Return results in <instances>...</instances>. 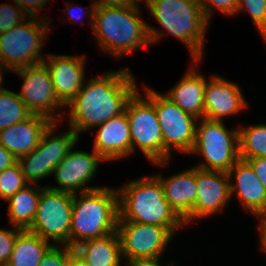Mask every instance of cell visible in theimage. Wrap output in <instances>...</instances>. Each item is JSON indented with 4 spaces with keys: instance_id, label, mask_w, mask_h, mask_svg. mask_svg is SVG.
I'll return each mask as SVG.
<instances>
[{
    "instance_id": "7a4b0ae2",
    "label": "cell",
    "mask_w": 266,
    "mask_h": 266,
    "mask_svg": "<svg viewBox=\"0 0 266 266\" xmlns=\"http://www.w3.org/2000/svg\"><path fill=\"white\" fill-rule=\"evenodd\" d=\"M91 8L88 15L91 13L90 23L98 44L115 57L158 41L164 35L138 17V5L96 7L92 3Z\"/></svg>"
},
{
    "instance_id": "44dd1931",
    "label": "cell",
    "mask_w": 266,
    "mask_h": 266,
    "mask_svg": "<svg viewBox=\"0 0 266 266\" xmlns=\"http://www.w3.org/2000/svg\"><path fill=\"white\" fill-rule=\"evenodd\" d=\"M163 187L165 199L174 211L184 220L193 210L196 196V167L185 170L167 179L156 176ZM165 179V180H164Z\"/></svg>"
},
{
    "instance_id": "e0dca14e",
    "label": "cell",
    "mask_w": 266,
    "mask_h": 266,
    "mask_svg": "<svg viewBox=\"0 0 266 266\" xmlns=\"http://www.w3.org/2000/svg\"><path fill=\"white\" fill-rule=\"evenodd\" d=\"M204 90V118L221 121L222 117L238 114L247 104L234 83L213 76Z\"/></svg>"
},
{
    "instance_id": "f1b7e54d",
    "label": "cell",
    "mask_w": 266,
    "mask_h": 266,
    "mask_svg": "<svg viewBox=\"0 0 266 266\" xmlns=\"http://www.w3.org/2000/svg\"><path fill=\"white\" fill-rule=\"evenodd\" d=\"M247 8L258 31L266 40V0H239L236 13Z\"/></svg>"
},
{
    "instance_id": "7402d4cb",
    "label": "cell",
    "mask_w": 266,
    "mask_h": 266,
    "mask_svg": "<svg viewBox=\"0 0 266 266\" xmlns=\"http://www.w3.org/2000/svg\"><path fill=\"white\" fill-rule=\"evenodd\" d=\"M205 85L206 79L193 67L166 96L184 112L201 119L204 118Z\"/></svg>"
},
{
    "instance_id": "ab89813d",
    "label": "cell",
    "mask_w": 266,
    "mask_h": 266,
    "mask_svg": "<svg viewBox=\"0 0 266 266\" xmlns=\"http://www.w3.org/2000/svg\"><path fill=\"white\" fill-rule=\"evenodd\" d=\"M130 266H160L159 261L157 262H138L131 264Z\"/></svg>"
},
{
    "instance_id": "cb8c5ba5",
    "label": "cell",
    "mask_w": 266,
    "mask_h": 266,
    "mask_svg": "<svg viewBox=\"0 0 266 266\" xmlns=\"http://www.w3.org/2000/svg\"><path fill=\"white\" fill-rule=\"evenodd\" d=\"M43 188L30 187L29 185L17 191L7 199L9 203L8 217L14 227L22 230L29 229L33 223L38 208V202Z\"/></svg>"
},
{
    "instance_id": "d6a6232c",
    "label": "cell",
    "mask_w": 266,
    "mask_h": 266,
    "mask_svg": "<svg viewBox=\"0 0 266 266\" xmlns=\"http://www.w3.org/2000/svg\"><path fill=\"white\" fill-rule=\"evenodd\" d=\"M21 230L17 227L12 230L0 229V263L9 261L16 237Z\"/></svg>"
},
{
    "instance_id": "2e32d148",
    "label": "cell",
    "mask_w": 266,
    "mask_h": 266,
    "mask_svg": "<svg viewBox=\"0 0 266 266\" xmlns=\"http://www.w3.org/2000/svg\"><path fill=\"white\" fill-rule=\"evenodd\" d=\"M85 56L48 55V68L58 99L66 106L83 88Z\"/></svg>"
},
{
    "instance_id": "30bf717a",
    "label": "cell",
    "mask_w": 266,
    "mask_h": 266,
    "mask_svg": "<svg viewBox=\"0 0 266 266\" xmlns=\"http://www.w3.org/2000/svg\"><path fill=\"white\" fill-rule=\"evenodd\" d=\"M56 124L54 122L47 128L34 150L17 159L26 181L30 184L35 185L37 180L53 174L54 169L78 142L79 136L71 128L64 135H52Z\"/></svg>"
},
{
    "instance_id": "74e56055",
    "label": "cell",
    "mask_w": 266,
    "mask_h": 266,
    "mask_svg": "<svg viewBox=\"0 0 266 266\" xmlns=\"http://www.w3.org/2000/svg\"><path fill=\"white\" fill-rule=\"evenodd\" d=\"M258 218H261L259 229L261 230V242L262 249L266 252V212L256 215Z\"/></svg>"
},
{
    "instance_id": "7c38bea8",
    "label": "cell",
    "mask_w": 266,
    "mask_h": 266,
    "mask_svg": "<svg viewBox=\"0 0 266 266\" xmlns=\"http://www.w3.org/2000/svg\"><path fill=\"white\" fill-rule=\"evenodd\" d=\"M155 110L163 135V162L166 165L170 159L171 148H176L184 153L191 152L196 134L195 116L184 112L166 95L155 91Z\"/></svg>"
},
{
    "instance_id": "4dcf8cb0",
    "label": "cell",
    "mask_w": 266,
    "mask_h": 266,
    "mask_svg": "<svg viewBox=\"0 0 266 266\" xmlns=\"http://www.w3.org/2000/svg\"><path fill=\"white\" fill-rule=\"evenodd\" d=\"M64 249L52 245L48 251L44 254L41 262L38 266H67L70 253L73 248L69 246H63Z\"/></svg>"
},
{
    "instance_id": "d4e9b609",
    "label": "cell",
    "mask_w": 266,
    "mask_h": 266,
    "mask_svg": "<svg viewBox=\"0 0 266 266\" xmlns=\"http://www.w3.org/2000/svg\"><path fill=\"white\" fill-rule=\"evenodd\" d=\"M52 245L28 229L21 230L16 237L9 262L14 266H38Z\"/></svg>"
},
{
    "instance_id": "5bb4252c",
    "label": "cell",
    "mask_w": 266,
    "mask_h": 266,
    "mask_svg": "<svg viewBox=\"0 0 266 266\" xmlns=\"http://www.w3.org/2000/svg\"><path fill=\"white\" fill-rule=\"evenodd\" d=\"M230 176L226 172L204 170L196 167L197 196L192 212L184 219L185 224L199 217L222 210L231 196Z\"/></svg>"
},
{
    "instance_id": "9a60e30c",
    "label": "cell",
    "mask_w": 266,
    "mask_h": 266,
    "mask_svg": "<svg viewBox=\"0 0 266 266\" xmlns=\"http://www.w3.org/2000/svg\"><path fill=\"white\" fill-rule=\"evenodd\" d=\"M104 161L94 150L93 154L85 151H72L64 157L59 165L54 169L53 174L59 186H47L51 190L76 194L86 192L100 187H85L89 180L93 178L99 162Z\"/></svg>"
},
{
    "instance_id": "7bdbcfd3",
    "label": "cell",
    "mask_w": 266,
    "mask_h": 266,
    "mask_svg": "<svg viewBox=\"0 0 266 266\" xmlns=\"http://www.w3.org/2000/svg\"><path fill=\"white\" fill-rule=\"evenodd\" d=\"M0 266H14V265L11 264V263L8 261V262H2V263H0Z\"/></svg>"
},
{
    "instance_id": "ba28073f",
    "label": "cell",
    "mask_w": 266,
    "mask_h": 266,
    "mask_svg": "<svg viewBox=\"0 0 266 266\" xmlns=\"http://www.w3.org/2000/svg\"><path fill=\"white\" fill-rule=\"evenodd\" d=\"M199 121L202 122L199 128L196 127L195 142L190 153H201L206 163L195 167L228 173L240 159L239 130H227L222 120L201 118Z\"/></svg>"
},
{
    "instance_id": "83f0119b",
    "label": "cell",
    "mask_w": 266,
    "mask_h": 266,
    "mask_svg": "<svg viewBox=\"0 0 266 266\" xmlns=\"http://www.w3.org/2000/svg\"><path fill=\"white\" fill-rule=\"evenodd\" d=\"M27 181L18 162L0 173V198L7 200L24 188Z\"/></svg>"
},
{
    "instance_id": "277c9868",
    "label": "cell",
    "mask_w": 266,
    "mask_h": 266,
    "mask_svg": "<svg viewBox=\"0 0 266 266\" xmlns=\"http://www.w3.org/2000/svg\"><path fill=\"white\" fill-rule=\"evenodd\" d=\"M73 194L70 224V247L83 241L103 237L117 229L118 192L100 187Z\"/></svg>"
},
{
    "instance_id": "f546056e",
    "label": "cell",
    "mask_w": 266,
    "mask_h": 266,
    "mask_svg": "<svg viewBox=\"0 0 266 266\" xmlns=\"http://www.w3.org/2000/svg\"><path fill=\"white\" fill-rule=\"evenodd\" d=\"M13 6L0 5V34L19 25L26 19V13L17 4V7Z\"/></svg>"
},
{
    "instance_id": "8992f818",
    "label": "cell",
    "mask_w": 266,
    "mask_h": 266,
    "mask_svg": "<svg viewBox=\"0 0 266 266\" xmlns=\"http://www.w3.org/2000/svg\"><path fill=\"white\" fill-rule=\"evenodd\" d=\"M36 19V17H30L27 23L24 20L0 34V66L4 70L9 69L13 72L23 67L43 63L45 58L40 55V50L49 26L45 18Z\"/></svg>"
},
{
    "instance_id": "8fae6325",
    "label": "cell",
    "mask_w": 266,
    "mask_h": 266,
    "mask_svg": "<svg viewBox=\"0 0 266 266\" xmlns=\"http://www.w3.org/2000/svg\"><path fill=\"white\" fill-rule=\"evenodd\" d=\"M116 231L129 265L159 261L173 235L166 227L138 222H117Z\"/></svg>"
},
{
    "instance_id": "484cf974",
    "label": "cell",
    "mask_w": 266,
    "mask_h": 266,
    "mask_svg": "<svg viewBox=\"0 0 266 266\" xmlns=\"http://www.w3.org/2000/svg\"><path fill=\"white\" fill-rule=\"evenodd\" d=\"M239 130V156L242 160L266 157V124Z\"/></svg>"
},
{
    "instance_id": "8d00e7d4",
    "label": "cell",
    "mask_w": 266,
    "mask_h": 266,
    "mask_svg": "<svg viewBox=\"0 0 266 266\" xmlns=\"http://www.w3.org/2000/svg\"><path fill=\"white\" fill-rule=\"evenodd\" d=\"M140 0H97L93 4L96 7L101 6H130L138 5Z\"/></svg>"
},
{
    "instance_id": "4fadbf2b",
    "label": "cell",
    "mask_w": 266,
    "mask_h": 266,
    "mask_svg": "<svg viewBox=\"0 0 266 266\" xmlns=\"http://www.w3.org/2000/svg\"><path fill=\"white\" fill-rule=\"evenodd\" d=\"M20 74L23 85L18 96L32 114L42 115L58 122L54 115L57 107H65L58 99L50 72L44 63L23 67L14 71ZM54 109V110H53Z\"/></svg>"
},
{
    "instance_id": "603a6c76",
    "label": "cell",
    "mask_w": 266,
    "mask_h": 266,
    "mask_svg": "<svg viewBox=\"0 0 266 266\" xmlns=\"http://www.w3.org/2000/svg\"><path fill=\"white\" fill-rule=\"evenodd\" d=\"M73 250L89 266H121V243L117 231L83 241Z\"/></svg>"
},
{
    "instance_id": "60d3db41",
    "label": "cell",
    "mask_w": 266,
    "mask_h": 266,
    "mask_svg": "<svg viewBox=\"0 0 266 266\" xmlns=\"http://www.w3.org/2000/svg\"><path fill=\"white\" fill-rule=\"evenodd\" d=\"M67 6H69V7H66V10H67V13H68V15L72 18L71 20H76L77 18V16H74V14H73V12L72 11H74V10H72V9H75L74 7H72V4H67ZM81 8V7H80ZM82 9V8H81ZM83 10V9H82ZM84 12V11H83ZM74 18V19H73ZM78 19H80L81 20V18L79 17Z\"/></svg>"
},
{
    "instance_id": "1f68e13d",
    "label": "cell",
    "mask_w": 266,
    "mask_h": 266,
    "mask_svg": "<svg viewBox=\"0 0 266 266\" xmlns=\"http://www.w3.org/2000/svg\"><path fill=\"white\" fill-rule=\"evenodd\" d=\"M238 2L239 0H201V6L205 17L209 22L212 15L210 6L217 8L223 14L230 16L236 14Z\"/></svg>"
},
{
    "instance_id": "d6986e66",
    "label": "cell",
    "mask_w": 266,
    "mask_h": 266,
    "mask_svg": "<svg viewBox=\"0 0 266 266\" xmlns=\"http://www.w3.org/2000/svg\"><path fill=\"white\" fill-rule=\"evenodd\" d=\"M97 127L93 150L103 160L112 161L131 154L130 125L125 112Z\"/></svg>"
},
{
    "instance_id": "4316f807",
    "label": "cell",
    "mask_w": 266,
    "mask_h": 266,
    "mask_svg": "<svg viewBox=\"0 0 266 266\" xmlns=\"http://www.w3.org/2000/svg\"><path fill=\"white\" fill-rule=\"evenodd\" d=\"M31 115L17 93L8 89L0 92V130L24 121Z\"/></svg>"
},
{
    "instance_id": "b9f144b4",
    "label": "cell",
    "mask_w": 266,
    "mask_h": 266,
    "mask_svg": "<svg viewBox=\"0 0 266 266\" xmlns=\"http://www.w3.org/2000/svg\"><path fill=\"white\" fill-rule=\"evenodd\" d=\"M2 69H4V68L0 66V85H1V83L3 82ZM3 89H4V88H2V87L0 86V92H1Z\"/></svg>"
},
{
    "instance_id": "f35d334b",
    "label": "cell",
    "mask_w": 266,
    "mask_h": 266,
    "mask_svg": "<svg viewBox=\"0 0 266 266\" xmlns=\"http://www.w3.org/2000/svg\"><path fill=\"white\" fill-rule=\"evenodd\" d=\"M67 266H89L74 250L70 253Z\"/></svg>"
},
{
    "instance_id": "3957f363",
    "label": "cell",
    "mask_w": 266,
    "mask_h": 266,
    "mask_svg": "<svg viewBox=\"0 0 266 266\" xmlns=\"http://www.w3.org/2000/svg\"><path fill=\"white\" fill-rule=\"evenodd\" d=\"M117 222H138L166 227L172 234L185 224L165 199L160 180L145 177L129 182L118 191Z\"/></svg>"
},
{
    "instance_id": "5b68a950",
    "label": "cell",
    "mask_w": 266,
    "mask_h": 266,
    "mask_svg": "<svg viewBox=\"0 0 266 266\" xmlns=\"http://www.w3.org/2000/svg\"><path fill=\"white\" fill-rule=\"evenodd\" d=\"M150 14L165 30L185 43L195 62L203 55L208 21L201 0H145Z\"/></svg>"
},
{
    "instance_id": "52a82bcc",
    "label": "cell",
    "mask_w": 266,
    "mask_h": 266,
    "mask_svg": "<svg viewBox=\"0 0 266 266\" xmlns=\"http://www.w3.org/2000/svg\"><path fill=\"white\" fill-rule=\"evenodd\" d=\"M144 99L138 90L128 100L125 113L130 125L131 153L138 146L154 164L163 162V135L155 110V90L145 88Z\"/></svg>"
},
{
    "instance_id": "6da1fadb",
    "label": "cell",
    "mask_w": 266,
    "mask_h": 266,
    "mask_svg": "<svg viewBox=\"0 0 266 266\" xmlns=\"http://www.w3.org/2000/svg\"><path fill=\"white\" fill-rule=\"evenodd\" d=\"M135 78L126 69L108 72L91 79L70 105V128L78 134L125 112L126 104L137 91Z\"/></svg>"
},
{
    "instance_id": "ac0fdd59",
    "label": "cell",
    "mask_w": 266,
    "mask_h": 266,
    "mask_svg": "<svg viewBox=\"0 0 266 266\" xmlns=\"http://www.w3.org/2000/svg\"><path fill=\"white\" fill-rule=\"evenodd\" d=\"M52 123L45 116L32 114L24 121L0 130V145L18 159L38 146L43 133Z\"/></svg>"
},
{
    "instance_id": "e575fe53",
    "label": "cell",
    "mask_w": 266,
    "mask_h": 266,
    "mask_svg": "<svg viewBox=\"0 0 266 266\" xmlns=\"http://www.w3.org/2000/svg\"><path fill=\"white\" fill-rule=\"evenodd\" d=\"M246 161L251 165L259 181L266 189V157L250 158Z\"/></svg>"
},
{
    "instance_id": "ffe728a7",
    "label": "cell",
    "mask_w": 266,
    "mask_h": 266,
    "mask_svg": "<svg viewBox=\"0 0 266 266\" xmlns=\"http://www.w3.org/2000/svg\"><path fill=\"white\" fill-rule=\"evenodd\" d=\"M228 174L230 178L235 174L236 178L235 185L232 183L230 185L231 196L234 193L238 194L244 208L250 210L254 215L266 212V189L251 165L247 161L239 159Z\"/></svg>"
},
{
    "instance_id": "d590c367",
    "label": "cell",
    "mask_w": 266,
    "mask_h": 266,
    "mask_svg": "<svg viewBox=\"0 0 266 266\" xmlns=\"http://www.w3.org/2000/svg\"><path fill=\"white\" fill-rule=\"evenodd\" d=\"M17 162L15 156L3 145H0V173Z\"/></svg>"
},
{
    "instance_id": "836d02e7",
    "label": "cell",
    "mask_w": 266,
    "mask_h": 266,
    "mask_svg": "<svg viewBox=\"0 0 266 266\" xmlns=\"http://www.w3.org/2000/svg\"><path fill=\"white\" fill-rule=\"evenodd\" d=\"M29 17H37L48 0H13ZM37 14V15H36Z\"/></svg>"
},
{
    "instance_id": "9c48e42d",
    "label": "cell",
    "mask_w": 266,
    "mask_h": 266,
    "mask_svg": "<svg viewBox=\"0 0 266 266\" xmlns=\"http://www.w3.org/2000/svg\"><path fill=\"white\" fill-rule=\"evenodd\" d=\"M73 194L51 190L45 186L41 191L37 212L29 231L44 240L53 239L70 247V224Z\"/></svg>"
}]
</instances>
